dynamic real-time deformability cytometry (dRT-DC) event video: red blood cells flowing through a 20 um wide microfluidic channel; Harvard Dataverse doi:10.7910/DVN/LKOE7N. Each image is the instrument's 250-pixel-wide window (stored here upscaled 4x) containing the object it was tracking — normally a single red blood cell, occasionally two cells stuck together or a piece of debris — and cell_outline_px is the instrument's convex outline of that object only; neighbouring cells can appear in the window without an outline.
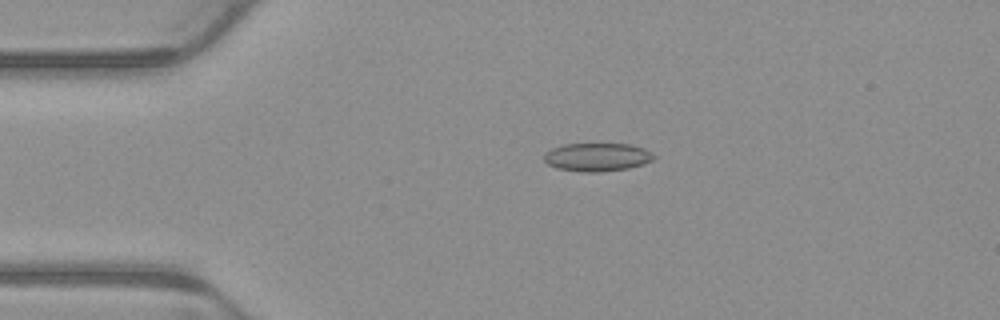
{"species": "common noctule bat (a hibernating species)", "species_latin": "Nyctalus noctula", "temperature_condition": "warm", "stored_images_in_passage": 4, "camera_frame_rate_fps": 3000, "um_per_image_px": 0.085, "animal": {"sex": "male", "body_mass_g": 23.1, "forearm_length_mm": 52.7}, "frame": {"image": 1, "passage_image": 3, "time_ms": 0.667, "image_size_px": [1000, 320], "cell_outline_px": [[656, 156], [652, 160], [644, 164], [628, 168], [600, 172], [584, 172], [556, 168], [548, 164], [544, 160], [544, 152], [552, 148], [564, 144], [632, 144], [644, 148]], "centroid_in_image_um": [50.75, 13.35], "position_along_channel_um": 34.2, "area_um2": 18.15}}
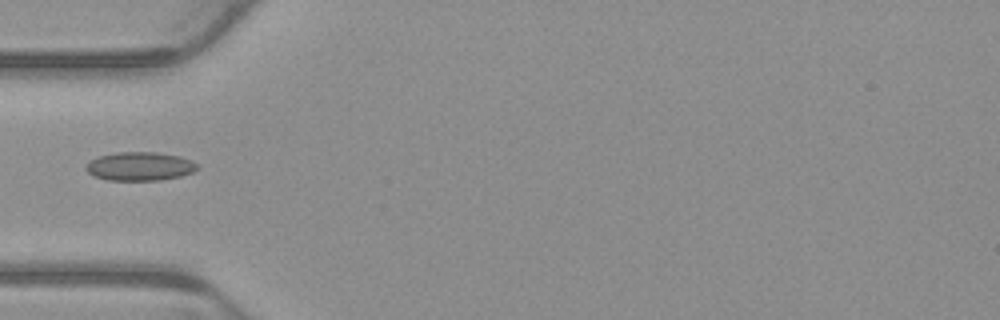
{"frame": {"image": 2, "passage_image": 4, "time_ms": 1.0, "image_size_px": [1000, 320], "cell_outline_px": [[200, 168], [192, 172], [180, 176], [160, 180], [108, 180], [96, 176], [88, 172], [84, 168], [92, 160], [100, 156], [116, 152], [156, 152], [180, 156], [192, 160]], "centroid_in_image_um": [11.92, 14.13], "position_along_channel_um": 73.1, "area_um2": 18.44}}